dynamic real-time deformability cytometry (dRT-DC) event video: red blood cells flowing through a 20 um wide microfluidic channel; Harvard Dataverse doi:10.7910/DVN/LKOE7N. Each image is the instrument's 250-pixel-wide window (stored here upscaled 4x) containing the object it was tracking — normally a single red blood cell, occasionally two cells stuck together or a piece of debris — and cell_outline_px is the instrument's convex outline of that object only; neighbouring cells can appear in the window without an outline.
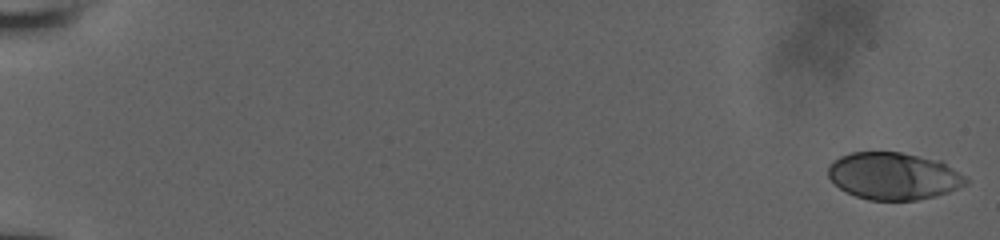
{"species": "human", "species_latin": "Homo sapiens", "temperature_condition": "room temperature", "stored_images_in_passage": 35, "camera_frame_rate_fps": 3000, "um_per_image_px": 0.085, "donor": {"sex": "male"}, "frame": {"image": 1, "passage_image": 1, "time_ms": 0.0, "image_size_px": [1000, 240], "cell_outline_px": [[968, 184], [948, 192], [936, 196], [916, 200], [868, 200], [856, 196], [840, 188], [828, 176], [828, 168], [840, 156], [852, 152], [900, 152], [940, 160], [964, 176], [968, 180]], "centroid_in_image_um": [75.98, 14.96], "position_along_channel_um": 9.0, "area_um2": 37.63}}
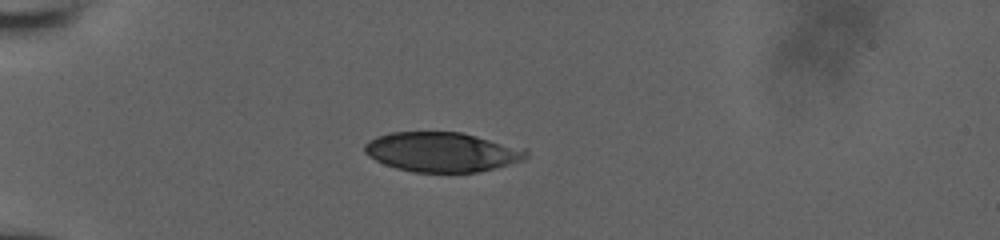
{"frame": {"image": 2, "passage_image": 29, "time_ms": 5.667, "image_size_px": [1000, 240], "cell_outline_px": [[528, 156], [524, 160], [496, 168], [480, 172], [412, 172], [396, 168], [384, 164], [368, 156], [364, 152], [364, 144], [368, 140], [376, 136], [392, 132], [460, 132], [528, 148]], "centroid_in_image_um": [37.6, 12.92], "position_along_channel_um": 47.4, "area_um2": 37.69}}